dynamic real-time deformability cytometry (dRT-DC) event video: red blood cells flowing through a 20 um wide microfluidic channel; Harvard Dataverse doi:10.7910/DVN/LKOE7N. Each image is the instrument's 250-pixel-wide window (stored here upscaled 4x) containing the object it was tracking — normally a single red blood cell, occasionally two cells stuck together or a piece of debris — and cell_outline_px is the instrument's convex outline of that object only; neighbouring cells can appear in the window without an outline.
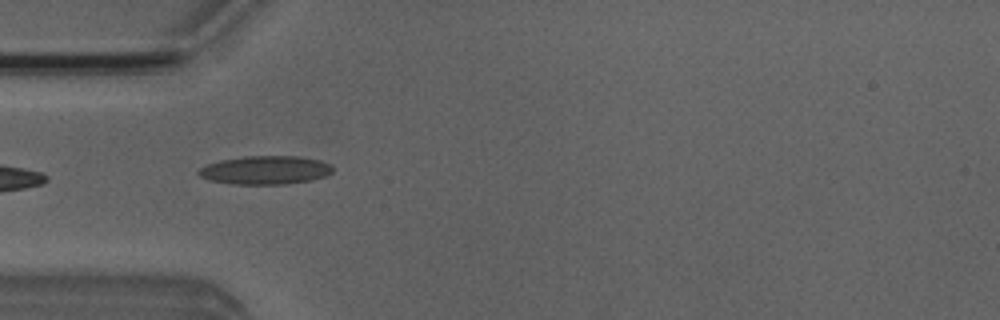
{"species": "Egyptian fruit bat (a non-hibernating species)", "species_latin": "Rousettus aegyptiacus", "temperature_condition": "room temperature", "stored_images_in_passage": 9, "camera_frame_rate_fps": 3000, "um_per_image_px": 0.085, "animal": {"sex": "male"}, "frame": {"image": 1, "passage_image": 4, "time_ms": 4.667, "image_size_px": [1000, 320], "cell_outline_px": [[332, 172], [324, 176], [312, 180], [284, 184], [232, 184], [208, 180], [200, 176], [196, 172], [200, 168], [208, 164], [220, 160], [244, 156], [300, 156], [320, 160], [332, 164]], "centroid_in_image_um": [22.55, 14.45], "position_along_channel_um": 62.4, "area_um2": 22.37}}
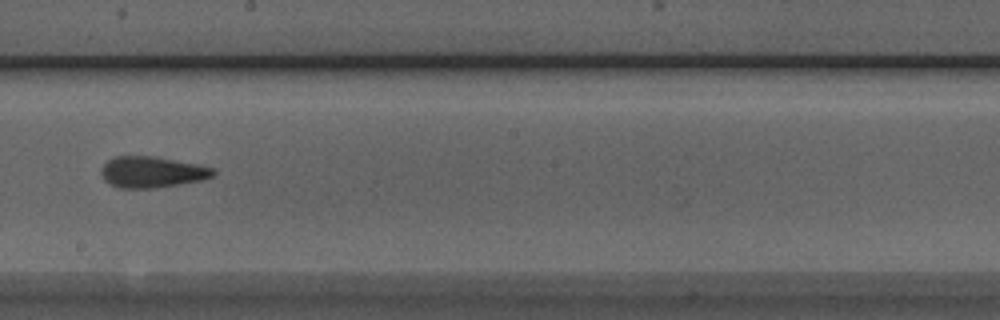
{"frame": {"image": 2, "passage_image": 8, "time_ms": 9.0, "image_size_px": [1000, 320], "cell_outline_px": [[216, 172], [212, 176], [204, 180], [156, 188], [120, 188], [104, 180], [100, 172], [100, 168], [112, 156], [156, 156], [196, 164], [212, 168]], "centroid_in_image_um": [12.9, 14.62], "position_along_channel_um": 235.3, "area_um2": 20.4}}
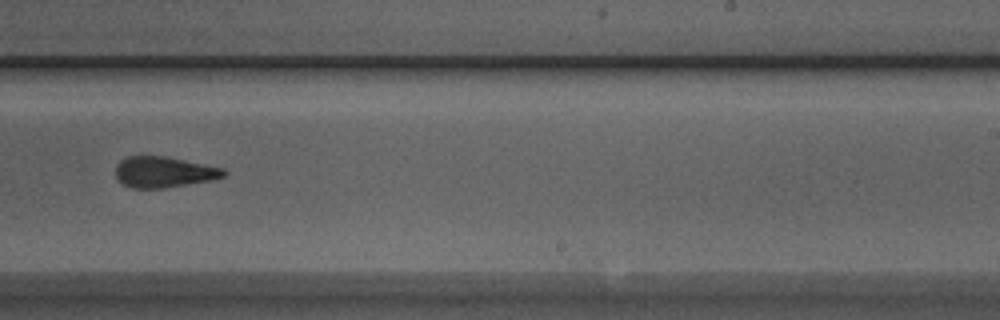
{"frame": {"image": 3, "passage_image": 9, "time_ms": 10.0, "image_size_px": [1000, 320], "cell_outline_px": [[228, 172], [224, 176], [212, 180], [164, 188], [132, 188], [116, 180], [116, 164], [120, 160], [128, 156], [164, 156], [224, 168]], "centroid_in_image_um": [13.91, 14.62], "position_along_channel_um": 275.1, "area_um2": 19.48}}